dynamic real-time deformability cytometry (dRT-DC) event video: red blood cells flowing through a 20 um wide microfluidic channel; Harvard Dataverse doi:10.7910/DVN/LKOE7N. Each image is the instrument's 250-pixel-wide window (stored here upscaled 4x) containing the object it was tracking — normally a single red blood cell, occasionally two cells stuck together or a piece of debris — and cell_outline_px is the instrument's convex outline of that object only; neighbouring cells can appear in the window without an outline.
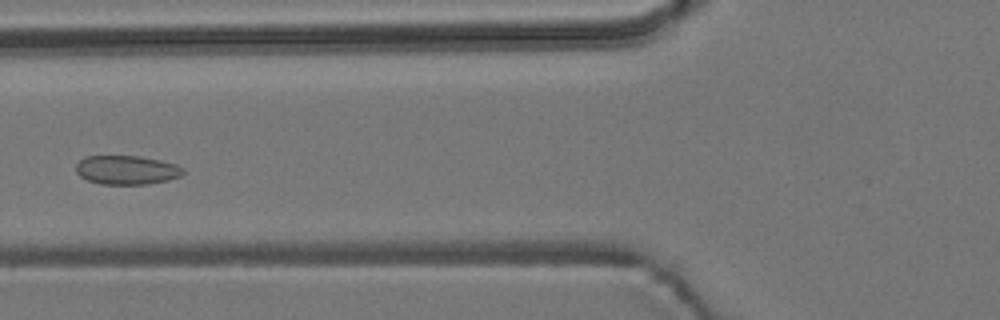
{"species": "common noctule bat (a hibernating species)", "species_latin": "Nyctalus noctula", "temperature_condition": "room temperature", "stored_images_in_passage": 6, "camera_frame_rate_fps": 3000, "um_per_image_px": 0.085, "animal": {"sex": "male", "body_mass_g": 19.2, "forearm_length_mm": 51.8}, "frame": {"image": 1, "passage_image": 6, "time_ms": 5.667, "image_size_px": [1000, 320], "cell_outline_px": [[184, 172], [180, 176], [168, 180], [148, 184], [100, 184], [88, 180], [80, 176], [76, 172], [76, 164], [84, 156], [140, 156], [160, 160], [176, 164], [184, 168]], "centroid_in_image_um": [10.77, 14.44], "position_along_channel_um": 115.0, "area_um2": 18.15}}